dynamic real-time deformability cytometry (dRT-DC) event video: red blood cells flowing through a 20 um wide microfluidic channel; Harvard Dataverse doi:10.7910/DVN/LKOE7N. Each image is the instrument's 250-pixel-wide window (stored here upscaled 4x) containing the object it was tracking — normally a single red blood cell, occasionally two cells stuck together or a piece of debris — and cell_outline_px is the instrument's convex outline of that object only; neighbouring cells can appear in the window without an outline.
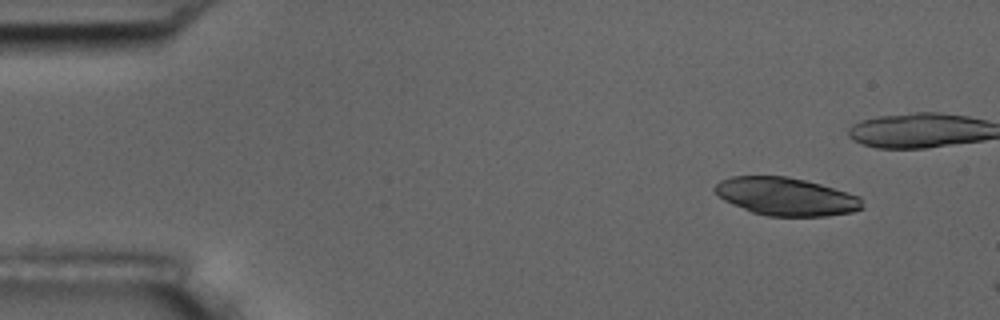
{"species": "common noctule bat (a hibernating species)", "species_latin": "Nyctalus noctula", "temperature_condition": "room temperature", "stored_images_in_passage": 3, "camera_frame_rate_fps": 3000, "um_per_image_px": 0.085, "animal": {"sex": "male", "body_mass_g": 17.5, "forearm_length_mm": 52.3}, "frame": {"image": 1, "passage_image": 1, "time_ms": 0.0, "image_size_px": [1000, 320], "cell_outline_px": [[864, 208], [852, 212], [828, 216], [768, 216], [752, 212], [732, 204], [724, 200], [712, 188], [720, 180], [732, 176], [788, 176], [820, 184], [860, 196]], "centroid_in_image_um": [66.81, 16.71], "position_along_channel_um": 18.2, "area_um2": 32.6}}